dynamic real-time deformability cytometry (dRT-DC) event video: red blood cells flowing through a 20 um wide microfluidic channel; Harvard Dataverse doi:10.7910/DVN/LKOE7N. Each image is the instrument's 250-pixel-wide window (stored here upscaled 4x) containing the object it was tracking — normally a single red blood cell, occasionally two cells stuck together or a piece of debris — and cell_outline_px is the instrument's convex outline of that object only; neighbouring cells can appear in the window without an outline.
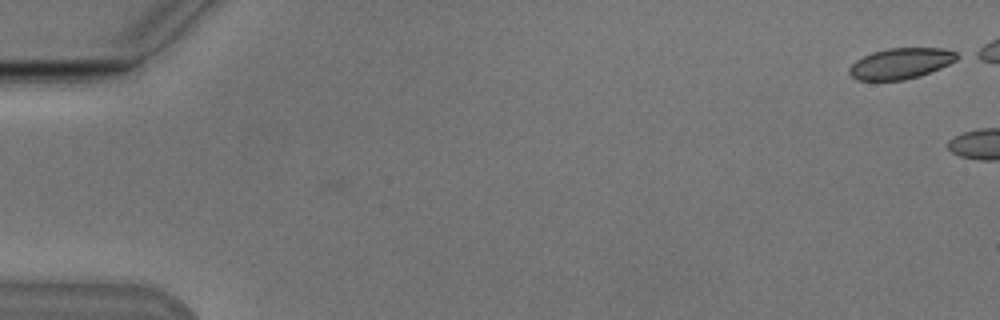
{"species": "Egyptian fruit bat (a non-hibernating species)", "species_latin": "Rousettus aegyptiacus", "temperature_condition": "cold", "stored_images_in_passage": 5, "camera_frame_rate_fps": 3000, "um_per_image_px": 0.085, "animal": {"sex": "male"}, "frame": {"image": 1, "passage_image": 1, "time_ms": 0.0, "image_size_px": [1000, 320], "cell_outline_px": [[964, 56], [940, 68], [920, 76], [904, 80], [856, 80], [848, 72], [848, 68], [856, 60], [872, 52], [888, 48], [944, 48], [956, 52]], "centroid_in_image_um": [76.59, 5.39], "position_along_channel_um": 8.4, "area_um2": 19.48}}